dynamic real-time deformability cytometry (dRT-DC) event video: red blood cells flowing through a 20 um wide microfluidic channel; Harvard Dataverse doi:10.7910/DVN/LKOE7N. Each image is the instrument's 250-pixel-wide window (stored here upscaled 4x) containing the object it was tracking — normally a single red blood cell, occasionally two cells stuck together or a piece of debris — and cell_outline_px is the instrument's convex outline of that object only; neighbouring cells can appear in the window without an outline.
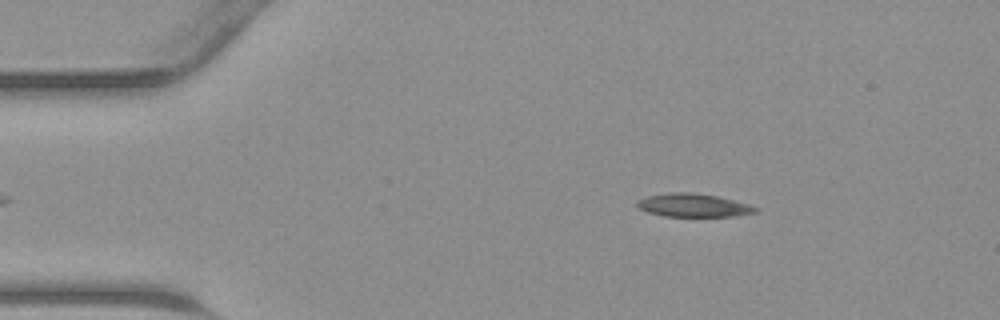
{"species": "common noctule bat (a hibernating species)", "species_latin": "Nyctalus noctula", "temperature_condition": "warm", "stored_images_in_passage": 43, "camera_frame_rate_fps": 3000, "um_per_image_px": 0.085, "animal": {"sex": "male", "body_mass_g": 23.1, "forearm_length_mm": 52.7}, "frame": {"image": 1, "passage_image": 6, "time_ms": 1.667, "image_size_px": [1000, 320], "cell_outline_px": [[760, 208], [756, 212], [736, 216], [664, 216], [648, 212], [640, 208], [636, 204], [636, 200], [648, 196], [668, 192], [688, 192], [716, 196], [748, 204]], "centroid_in_image_um": [58.92, 17.45], "position_along_channel_um": 26.1, "area_um2": 15.9}}
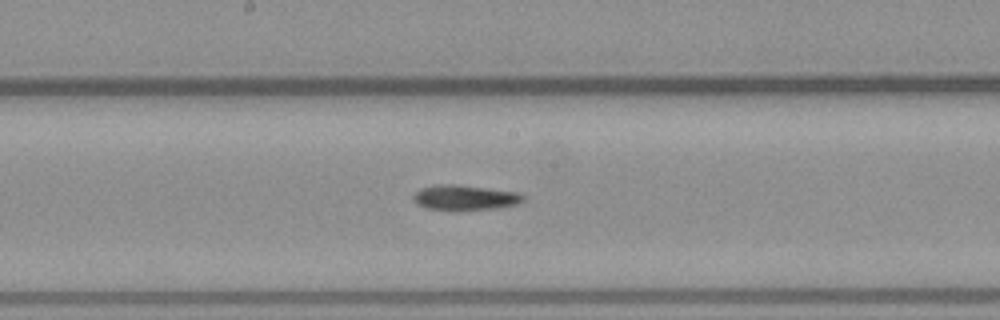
{"frame": {"image": 2, "passage_image": 22, "time_ms": 7.0, "image_size_px": [1000, 320], "cell_outline_px": [[524, 200], [520, 204], [492, 208], [428, 208], [416, 204], [412, 200], [412, 196], [420, 188], [436, 184], [456, 184], [520, 192], [524, 196]], "centroid_in_image_um": [39.52, 16.75], "position_along_channel_um": 208.7, "area_um2": 15.66}}
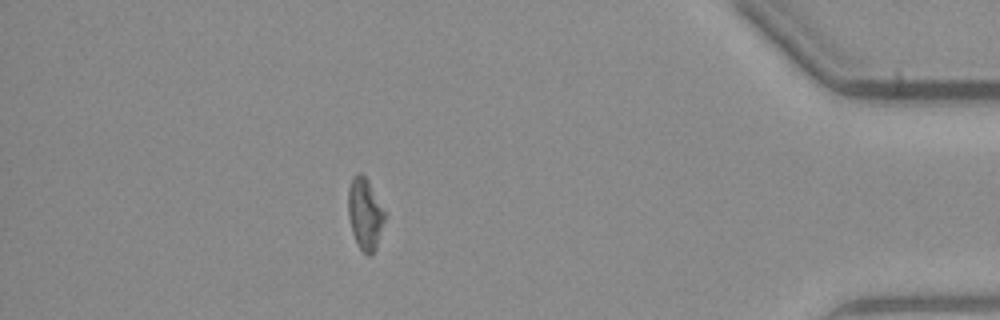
{"frame": {"image": 3, "passage_image": 38, "time_ms": 12.333, "image_size_px": [1000, 320], "cell_outline_px": [[388, 216], [376, 248], [372, 256], [368, 256], [356, 244], [352, 232], [348, 216], [348, 188], [352, 176], [356, 172], [360, 172], [368, 180]], "centroid_in_image_um": [31.04, 18.19], "position_along_channel_um": 404.2, "area_um2": 15.78}}